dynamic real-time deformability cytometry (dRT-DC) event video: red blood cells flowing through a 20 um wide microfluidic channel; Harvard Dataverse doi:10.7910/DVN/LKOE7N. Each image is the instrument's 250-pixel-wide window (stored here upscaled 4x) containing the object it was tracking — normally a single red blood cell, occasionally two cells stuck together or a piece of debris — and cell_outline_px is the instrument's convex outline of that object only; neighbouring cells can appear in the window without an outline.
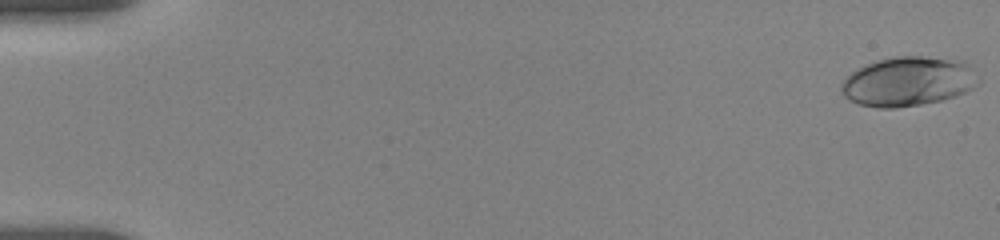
{"species": "human", "species_latin": "Homo sapiens", "temperature_condition": "room temperature", "stored_images_in_passage": 17, "camera_frame_rate_fps": 3000, "um_per_image_px": 0.085, "donor": {"sex": "female"}, "frame": {"image": 1, "passage_image": 1, "time_ms": 0.0, "image_size_px": [1000, 240], "cell_outline_px": [[980, 84], [956, 96], [940, 100], [920, 104], [896, 108], [876, 108], [860, 104], [848, 100], [844, 96], [840, 88], [840, 84], [852, 72], [876, 60], [892, 56], [920, 56], [964, 60], [980, 76]], "centroid_in_image_um": [77.22, 6.92], "position_along_channel_um": 7.8, "area_um2": 39.71}}
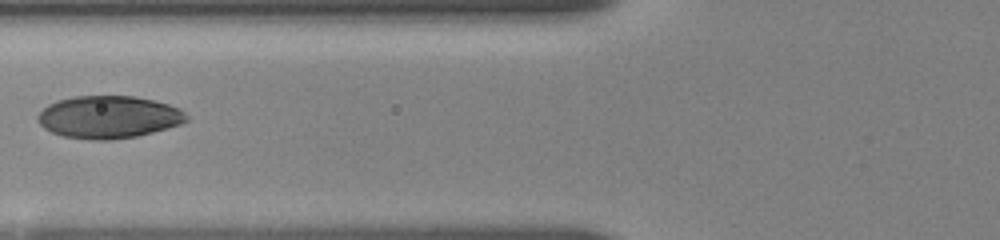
{"frame": {"image": 2, "passage_image": 15, "time_ms": 7.333, "image_size_px": [1000, 240], "cell_outline_px": [[188, 120], [180, 124], [152, 132], [136, 136], [108, 140], [96, 140], [64, 136], [52, 132], [44, 128], [36, 120], [36, 116], [48, 104], [56, 100], [76, 96], [136, 96], [168, 104], [180, 108], [188, 116]], "centroid_in_image_um": [9.22, 9.94], "position_along_channel_um": 116.6, "area_um2": 36.7}}
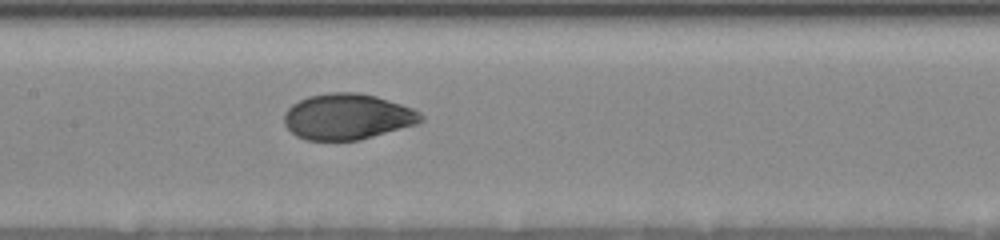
{"frame": {"image": 3, "passage_image": 17, "time_ms": 9.0, "image_size_px": [1000, 240], "cell_outline_px": [[424, 120], [416, 124], [360, 140], [304, 140], [296, 136], [284, 124], [284, 112], [292, 104], [308, 96], [328, 92], [356, 92], [376, 96], [412, 108], [420, 112], [424, 116]], "centroid_in_image_um": [29.51, 9.91], "position_along_channel_um": 177.9, "area_um2": 36.59}}